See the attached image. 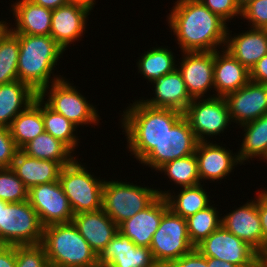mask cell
I'll return each instance as SVG.
<instances>
[{"label": "cell", "instance_id": "obj_45", "mask_svg": "<svg viewBox=\"0 0 267 267\" xmlns=\"http://www.w3.org/2000/svg\"><path fill=\"white\" fill-rule=\"evenodd\" d=\"M0 267H16V246L0 245Z\"/></svg>", "mask_w": 267, "mask_h": 267}, {"label": "cell", "instance_id": "obj_11", "mask_svg": "<svg viewBox=\"0 0 267 267\" xmlns=\"http://www.w3.org/2000/svg\"><path fill=\"white\" fill-rule=\"evenodd\" d=\"M195 248L205 257L226 261L238 267H260L264 262L251 246L222 225Z\"/></svg>", "mask_w": 267, "mask_h": 267}, {"label": "cell", "instance_id": "obj_42", "mask_svg": "<svg viewBox=\"0 0 267 267\" xmlns=\"http://www.w3.org/2000/svg\"><path fill=\"white\" fill-rule=\"evenodd\" d=\"M267 187L257 190V207L262 227V258H267Z\"/></svg>", "mask_w": 267, "mask_h": 267}, {"label": "cell", "instance_id": "obj_3", "mask_svg": "<svg viewBox=\"0 0 267 267\" xmlns=\"http://www.w3.org/2000/svg\"><path fill=\"white\" fill-rule=\"evenodd\" d=\"M15 35L20 46L17 66L19 81L39 95L51 83L64 78L55 70L65 51L50 35Z\"/></svg>", "mask_w": 267, "mask_h": 267}, {"label": "cell", "instance_id": "obj_48", "mask_svg": "<svg viewBox=\"0 0 267 267\" xmlns=\"http://www.w3.org/2000/svg\"><path fill=\"white\" fill-rule=\"evenodd\" d=\"M71 2L85 5L93 11L97 1L96 0H71Z\"/></svg>", "mask_w": 267, "mask_h": 267}, {"label": "cell", "instance_id": "obj_14", "mask_svg": "<svg viewBox=\"0 0 267 267\" xmlns=\"http://www.w3.org/2000/svg\"><path fill=\"white\" fill-rule=\"evenodd\" d=\"M181 54L182 59H178L177 69L182 75L189 95L193 99L215 97L214 51L182 52Z\"/></svg>", "mask_w": 267, "mask_h": 267}, {"label": "cell", "instance_id": "obj_50", "mask_svg": "<svg viewBox=\"0 0 267 267\" xmlns=\"http://www.w3.org/2000/svg\"><path fill=\"white\" fill-rule=\"evenodd\" d=\"M7 25H8L7 19H5V20L0 19V35L7 28Z\"/></svg>", "mask_w": 267, "mask_h": 267}, {"label": "cell", "instance_id": "obj_49", "mask_svg": "<svg viewBox=\"0 0 267 267\" xmlns=\"http://www.w3.org/2000/svg\"><path fill=\"white\" fill-rule=\"evenodd\" d=\"M239 8L242 10L246 5H248L253 0H235Z\"/></svg>", "mask_w": 267, "mask_h": 267}, {"label": "cell", "instance_id": "obj_36", "mask_svg": "<svg viewBox=\"0 0 267 267\" xmlns=\"http://www.w3.org/2000/svg\"><path fill=\"white\" fill-rule=\"evenodd\" d=\"M218 210L219 208L217 209L215 204H210L205 209L186 218L188 235L194 247L221 226V215L223 214Z\"/></svg>", "mask_w": 267, "mask_h": 267}, {"label": "cell", "instance_id": "obj_5", "mask_svg": "<svg viewBox=\"0 0 267 267\" xmlns=\"http://www.w3.org/2000/svg\"><path fill=\"white\" fill-rule=\"evenodd\" d=\"M81 162L77 157L71 164L63 166L59 175V182L74 215L102 209L105 178L96 177L87 169L86 163Z\"/></svg>", "mask_w": 267, "mask_h": 267}, {"label": "cell", "instance_id": "obj_24", "mask_svg": "<svg viewBox=\"0 0 267 267\" xmlns=\"http://www.w3.org/2000/svg\"><path fill=\"white\" fill-rule=\"evenodd\" d=\"M72 222L97 256L118 232V225L102 209L75 214Z\"/></svg>", "mask_w": 267, "mask_h": 267}, {"label": "cell", "instance_id": "obj_46", "mask_svg": "<svg viewBox=\"0 0 267 267\" xmlns=\"http://www.w3.org/2000/svg\"><path fill=\"white\" fill-rule=\"evenodd\" d=\"M30 1L45 8H49L51 10L71 2V0H30Z\"/></svg>", "mask_w": 267, "mask_h": 267}, {"label": "cell", "instance_id": "obj_38", "mask_svg": "<svg viewBox=\"0 0 267 267\" xmlns=\"http://www.w3.org/2000/svg\"><path fill=\"white\" fill-rule=\"evenodd\" d=\"M16 267H50L43 245H16Z\"/></svg>", "mask_w": 267, "mask_h": 267}, {"label": "cell", "instance_id": "obj_47", "mask_svg": "<svg viewBox=\"0 0 267 267\" xmlns=\"http://www.w3.org/2000/svg\"><path fill=\"white\" fill-rule=\"evenodd\" d=\"M208 267H238L232 263L208 257Z\"/></svg>", "mask_w": 267, "mask_h": 267}, {"label": "cell", "instance_id": "obj_16", "mask_svg": "<svg viewBox=\"0 0 267 267\" xmlns=\"http://www.w3.org/2000/svg\"><path fill=\"white\" fill-rule=\"evenodd\" d=\"M91 12L87 6L75 2L53 9L50 36L66 51L71 44L82 41Z\"/></svg>", "mask_w": 267, "mask_h": 267}, {"label": "cell", "instance_id": "obj_40", "mask_svg": "<svg viewBox=\"0 0 267 267\" xmlns=\"http://www.w3.org/2000/svg\"><path fill=\"white\" fill-rule=\"evenodd\" d=\"M212 13L225 22L231 23L236 17L241 19L242 10L235 0H200ZM235 18V19H233Z\"/></svg>", "mask_w": 267, "mask_h": 267}, {"label": "cell", "instance_id": "obj_19", "mask_svg": "<svg viewBox=\"0 0 267 267\" xmlns=\"http://www.w3.org/2000/svg\"><path fill=\"white\" fill-rule=\"evenodd\" d=\"M256 197L224 214L221 225L251 246L262 257V227Z\"/></svg>", "mask_w": 267, "mask_h": 267}, {"label": "cell", "instance_id": "obj_22", "mask_svg": "<svg viewBox=\"0 0 267 267\" xmlns=\"http://www.w3.org/2000/svg\"><path fill=\"white\" fill-rule=\"evenodd\" d=\"M247 28L232 34L228 27L224 49L250 71L267 54V32L265 29Z\"/></svg>", "mask_w": 267, "mask_h": 267}, {"label": "cell", "instance_id": "obj_13", "mask_svg": "<svg viewBox=\"0 0 267 267\" xmlns=\"http://www.w3.org/2000/svg\"><path fill=\"white\" fill-rule=\"evenodd\" d=\"M28 202L37 212L43 227L73 220V211L59 180L31 187Z\"/></svg>", "mask_w": 267, "mask_h": 267}, {"label": "cell", "instance_id": "obj_41", "mask_svg": "<svg viewBox=\"0 0 267 267\" xmlns=\"http://www.w3.org/2000/svg\"><path fill=\"white\" fill-rule=\"evenodd\" d=\"M18 151L9 128L0 126V168H11Z\"/></svg>", "mask_w": 267, "mask_h": 267}, {"label": "cell", "instance_id": "obj_31", "mask_svg": "<svg viewBox=\"0 0 267 267\" xmlns=\"http://www.w3.org/2000/svg\"><path fill=\"white\" fill-rule=\"evenodd\" d=\"M156 46V47H155ZM142 52L138 61L136 62L138 74L149 83H152L159 77L173 72L177 68V60L175 53L169 46H157L155 45Z\"/></svg>", "mask_w": 267, "mask_h": 267}, {"label": "cell", "instance_id": "obj_43", "mask_svg": "<svg viewBox=\"0 0 267 267\" xmlns=\"http://www.w3.org/2000/svg\"><path fill=\"white\" fill-rule=\"evenodd\" d=\"M167 267H208V257L203 256L194 248L178 260L171 262Z\"/></svg>", "mask_w": 267, "mask_h": 267}, {"label": "cell", "instance_id": "obj_12", "mask_svg": "<svg viewBox=\"0 0 267 267\" xmlns=\"http://www.w3.org/2000/svg\"><path fill=\"white\" fill-rule=\"evenodd\" d=\"M198 140L183 115L139 164L157 171L165 163L195 154Z\"/></svg>", "mask_w": 267, "mask_h": 267}, {"label": "cell", "instance_id": "obj_35", "mask_svg": "<svg viewBox=\"0 0 267 267\" xmlns=\"http://www.w3.org/2000/svg\"><path fill=\"white\" fill-rule=\"evenodd\" d=\"M19 39L7 27L0 35V85L18 80Z\"/></svg>", "mask_w": 267, "mask_h": 267}, {"label": "cell", "instance_id": "obj_30", "mask_svg": "<svg viewBox=\"0 0 267 267\" xmlns=\"http://www.w3.org/2000/svg\"><path fill=\"white\" fill-rule=\"evenodd\" d=\"M9 130L19 150L45 132L42 118V99L39 96L13 119Z\"/></svg>", "mask_w": 267, "mask_h": 267}, {"label": "cell", "instance_id": "obj_17", "mask_svg": "<svg viewBox=\"0 0 267 267\" xmlns=\"http://www.w3.org/2000/svg\"><path fill=\"white\" fill-rule=\"evenodd\" d=\"M231 122L240 127L267 114V85L249 81L224 97Z\"/></svg>", "mask_w": 267, "mask_h": 267}, {"label": "cell", "instance_id": "obj_8", "mask_svg": "<svg viewBox=\"0 0 267 267\" xmlns=\"http://www.w3.org/2000/svg\"><path fill=\"white\" fill-rule=\"evenodd\" d=\"M43 226L28 200L8 203L2 208L1 245H36L42 243Z\"/></svg>", "mask_w": 267, "mask_h": 267}, {"label": "cell", "instance_id": "obj_4", "mask_svg": "<svg viewBox=\"0 0 267 267\" xmlns=\"http://www.w3.org/2000/svg\"><path fill=\"white\" fill-rule=\"evenodd\" d=\"M41 244L52 267H99L97 254L73 222L43 227Z\"/></svg>", "mask_w": 267, "mask_h": 267}, {"label": "cell", "instance_id": "obj_18", "mask_svg": "<svg viewBox=\"0 0 267 267\" xmlns=\"http://www.w3.org/2000/svg\"><path fill=\"white\" fill-rule=\"evenodd\" d=\"M99 267H159L152 251L119 231L98 255Z\"/></svg>", "mask_w": 267, "mask_h": 267}, {"label": "cell", "instance_id": "obj_2", "mask_svg": "<svg viewBox=\"0 0 267 267\" xmlns=\"http://www.w3.org/2000/svg\"><path fill=\"white\" fill-rule=\"evenodd\" d=\"M122 112L119 126L126 136L128 153L131 152L138 163L184 115L173 109L150 107L141 99L132 100Z\"/></svg>", "mask_w": 267, "mask_h": 267}, {"label": "cell", "instance_id": "obj_27", "mask_svg": "<svg viewBox=\"0 0 267 267\" xmlns=\"http://www.w3.org/2000/svg\"><path fill=\"white\" fill-rule=\"evenodd\" d=\"M204 185L205 184H199L192 187L178 188L179 190L177 193L172 187H170L171 190H162V188L160 189L159 187L156 189L160 196L165 197L169 209L176 215L186 219L214 203L213 200H210L212 196H209L210 192L205 189L206 187Z\"/></svg>", "mask_w": 267, "mask_h": 267}, {"label": "cell", "instance_id": "obj_26", "mask_svg": "<svg viewBox=\"0 0 267 267\" xmlns=\"http://www.w3.org/2000/svg\"><path fill=\"white\" fill-rule=\"evenodd\" d=\"M11 169L29 190L39 184L58 181L62 166L55 161L30 157L19 150Z\"/></svg>", "mask_w": 267, "mask_h": 267}, {"label": "cell", "instance_id": "obj_32", "mask_svg": "<svg viewBox=\"0 0 267 267\" xmlns=\"http://www.w3.org/2000/svg\"><path fill=\"white\" fill-rule=\"evenodd\" d=\"M21 151L33 158L58 162L62 167L71 164L76 157H79L65 143L47 132L32 139Z\"/></svg>", "mask_w": 267, "mask_h": 267}, {"label": "cell", "instance_id": "obj_39", "mask_svg": "<svg viewBox=\"0 0 267 267\" xmlns=\"http://www.w3.org/2000/svg\"><path fill=\"white\" fill-rule=\"evenodd\" d=\"M249 28L265 29L267 27V0H253L242 9L241 20Z\"/></svg>", "mask_w": 267, "mask_h": 267}, {"label": "cell", "instance_id": "obj_20", "mask_svg": "<svg viewBox=\"0 0 267 267\" xmlns=\"http://www.w3.org/2000/svg\"><path fill=\"white\" fill-rule=\"evenodd\" d=\"M150 85H153V89H151L153 96L150 92V98H141V101L150 107L173 109L184 114L193 100L177 68L173 72L157 78Z\"/></svg>", "mask_w": 267, "mask_h": 267}, {"label": "cell", "instance_id": "obj_34", "mask_svg": "<svg viewBox=\"0 0 267 267\" xmlns=\"http://www.w3.org/2000/svg\"><path fill=\"white\" fill-rule=\"evenodd\" d=\"M166 175L175 188L192 187L201 184L198 174V160L195 154L165 163L155 173Z\"/></svg>", "mask_w": 267, "mask_h": 267}, {"label": "cell", "instance_id": "obj_25", "mask_svg": "<svg viewBox=\"0 0 267 267\" xmlns=\"http://www.w3.org/2000/svg\"><path fill=\"white\" fill-rule=\"evenodd\" d=\"M215 97H225L250 81V71L224 48L214 51Z\"/></svg>", "mask_w": 267, "mask_h": 267}, {"label": "cell", "instance_id": "obj_1", "mask_svg": "<svg viewBox=\"0 0 267 267\" xmlns=\"http://www.w3.org/2000/svg\"><path fill=\"white\" fill-rule=\"evenodd\" d=\"M173 4L165 21L175 36L179 52H211L224 48L229 24L200 0H176Z\"/></svg>", "mask_w": 267, "mask_h": 267}, {"label": "cell", "instance_id": "obj_28", "mask_svg": "<svg viewBox=\"0 0 267 267\" xmlns=\"http://www.w3.org/2000/svg\"><path fill=\"white\" fill-rule=\"evenodd\" d=\"M38 96L28 85L16 80L0 85V126L8 127Z\"/></svg>", "mask_w": 267, "mask_h": 267}, {"label": "cell", "instance_id": "obj_21", "mask_svg": "<svg viewBox=\"0 0 267 267\" xmlns=\"http://www.w3.org/2000/svg\"><path fill=\"white\" fill-rule=\"evenodd\" d=\"M168 209L165 197L159 195L148 207L122 222L118 231L129 237L136 246L150 247L152 236Z\"/></svg>", "mask_w": 267, "mask_h": 267}, {"label": "cell", "instance_id": "obj_15", "mask_svg": "<svg viewBox=\"0 0 267 267\" xmlns=\"http://www.w3.org/2000/svg\"><path fill=\"white\" fill-rule=\"evenodd\" d=\"M214 142H198L196 147L198 174L202 184L209 180L210 183H220L222 179H227L226 176L234 173L233 170L237 165L242 166L237 151L233 153V150L225 146L226 144Z\"/></svg>", "mask_w": 267, "mask_h": 267}, {"label": "cell", "instance_id": "obj_9", "mask_svg": "<svg viewBox=\"0 0 267 267\" xmlns=\"http://www.w3.org/2000/svg\"><path fill=\"white\" fill-rule=\"evenodd\" d=\"M149 248L159 267H167L189 253L195 247L188 235L187 220L168 209L152 236Z\"/></svg>", "mask_w": 267, "mask_h": 267}, {"label": "cell", "instance_id": "obj_6", "mask_svg": "<svg viewBox=\"0 0 267 267\" xmlns=\"http://www.w3.org/2000/svg\"><path fill=\"white\" fill-rule=\"evenodd\" d=\"M159 196L156 188L127 180H105L102 210L119 226L148 207Z\"/></svg>", "mask_w": 267, "mask_h": 267}, {"label": "cell", "instance_id": "obj_10", "mask_svg": "<svg viewBox=\"0 0 267 267\" xmlns=\"http://www.w3.org/2000/svg\"><path fill=\"white\" fill-rule=\"evenodd\" d=\"M184 116L199 142H211L213 137L223 136L221 134L233 125L224 97L194 98Z\"/></svg>", "mask_w": 267, "mask_h": 267}, {"label": "cell", "instance_id": "obj_23", "mask_svg": "<svg viewBox=\"0 0 267 267\" xmlns=\"http://www.w3.org/2000/svg\"><path fill=\"white\" fill-rule=\"evenodd\" d=\"M10 13L15 21L11 25L8 20L7 27L14 34L50 35L52 10L37 5L30 0L11 1ZM14 27V28H13Z\"/></svg>", "mask_w": 267, "mask_h": 267}, {"label": "cell", "instance_id": "obj_44", "mask_svg": "<svg viewBox=\"0 0 267 267\" xmlns=\"http://www.w3.org/2000/svg\"><path fill=\"white\" fill-rule=\"evenodd\" d=\"M250 81L267 85V54L250 70Z\"/></svg>", "mask_w": 267, "mask_h": 267}, {"label": "cell", "instance_id": "obj_29", "mask_svg": "<svg viewBox=\"0 0 267 267\" xmlns=\"http://www.w3.org/2000/svg\"><path fill=\"white\" fill-rule=\"evenodd\" d=\"M238 128L243 131L241 133L242 143L237 149L240 162L243 165L256 159L265 162L267 159V114Z\"/></svg>", "mask_w": 267, "mask_h": 267}, {"label": "cell", "instance_id": "obj_33", "mask_svg": "<svg viewBox=\"0 0 267 267\" xmlns=\"http://www.w3.org/2000/svg\"><path fill=\"white\" fill-rule=\"evenodd\" d=\"M42 118L44 130L52 137L65 143L74 153L79 147L78 127L62 114L55 112L42 100ZM78 130V131H77Z\"/></svg>", "mask_w": 267, "mask_h": 267}, {"label": "cell", "instance_id": "obj_51", "mask_svg": "<svg viewBox=\"0 0 267 267\" xmlns=\"http://www.w3.org/2000/svg\"><path fill=\"white\" fill-rule=\"evenodd\" d=\"M8 202L0 200V224H1V216H2V208H4Z\"/></svg>", "mask_w": 267, "mask_h": 267}, {"label": "cell", "instance_id": "obj_7", "mask_svg": "<svg viewBox=\"0 0 267 267\" xmlns=\"http://www.w3.org/2000/svg\"><path fill=\"white\" fill-rule=\"evenodd\" d=\"M68 79L51 83L38 96L55 112L62 114L75 126H99L101 116L96 105L90 103Z\"/></svg>", "mask_w": 267, "mask_h": 267}, {"label": "cell", "instance_id": "obj_37", "mask_svg": "<svg viewBox=\"0 0 267 267\" xmlns=\"http://www.w3.org/2000/svg\"><path fill=\"white\" fill-rule=\"evenodd\" d=\"M0 200L8 203L28 200V189L11 168H0Z\"/></svg>", "mask_w": 267, "mask_h": 267}]
</instances>
